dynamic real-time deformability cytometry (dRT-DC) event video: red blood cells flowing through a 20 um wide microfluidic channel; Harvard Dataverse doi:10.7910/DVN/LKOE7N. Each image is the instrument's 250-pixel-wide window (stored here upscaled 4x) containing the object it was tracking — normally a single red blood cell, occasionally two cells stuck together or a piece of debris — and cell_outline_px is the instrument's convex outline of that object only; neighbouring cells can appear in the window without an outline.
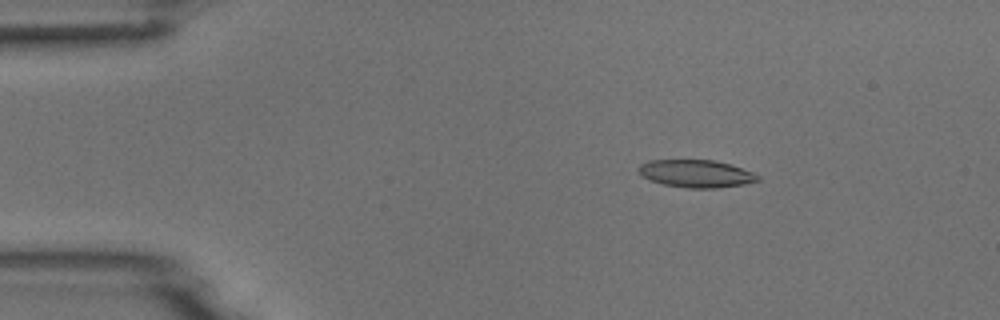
{"species": "common noctule bat (a hibernating species)", "species_latin": "Nyctalus noctula", "temperature_condition": "room temperature", "stored_images_in_passage": 53, "camera_frame_rate_fps": 3000, "um_per_image_px": 0.085, "animal": {"sex": "male", "body_mass_g": 18.8}, "frame": {"image": 1, "passage_image": 9, "time_ms": 2.667, "image_size_px": [1000, 320], "cell_outline_px": [[760, 180], [744, 184], [716, 188], [688, 188], [664, 184], [640, 176], [636, 168], [640, 164], [648, 160], [712, 160], [732, 164], [756, 172], [760, 176]], "centroid_in_image_um": [59.19, 14.75], "position_along_channel_um": 25.8, "area_um2": 19.42}}
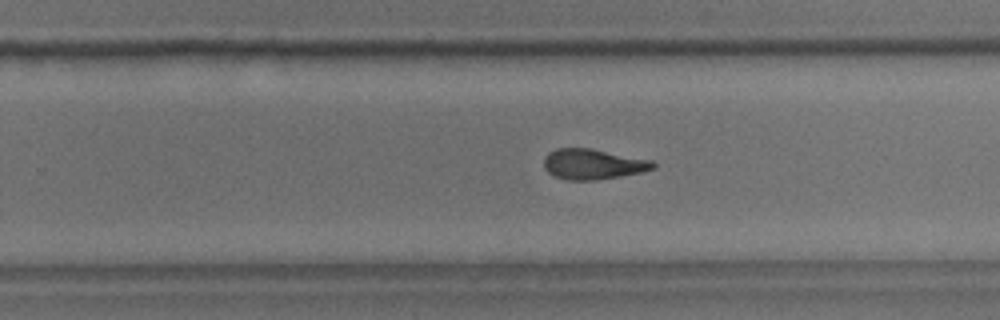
{"frame": {"image": 2, "passage_image": 34, "time_ms": 11.0, "image_size_px": [1000, 320], "cell_outline_px": [[656, 168], [640, 172], [620, 176], [596, 180], [568, 180], [552, 176], [544, 168], [544, 156], [548, 152], [556, 148], [592, 148], [652, 160], [656, 164]], "centroid_in_image_um": [50.38, 13.94], "position_along_channel_um": 279.4, "area_um2": 19.54}}
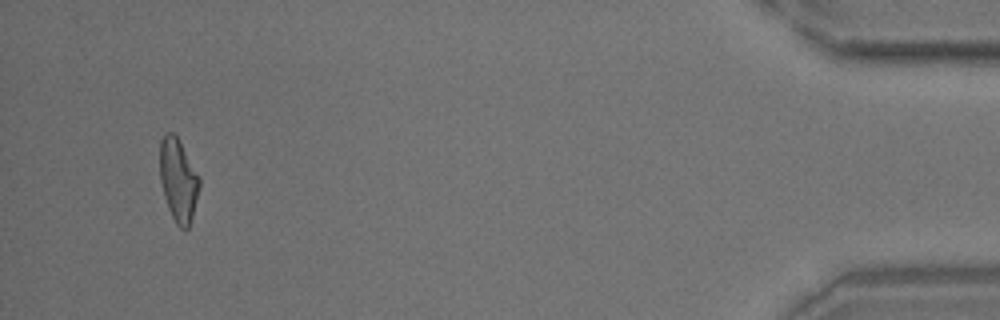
{"frame": {"image": 3, "passage_image": 51, "time_ms": 16.667, "image_size_px": [1000, 320], "cell_outline_px": [[200, 184], [192, 216], [188, 228], [180, 228], [176, 224], [168, 208], [164, 196], [160, 180], [160, 140], [164, 132], [172, 132], [176, 136], [200, 176]], "centroid_in_image_um": [15.14, 15.28], "position_along_channel_um": 420.1, "area_um2": 18.96}}